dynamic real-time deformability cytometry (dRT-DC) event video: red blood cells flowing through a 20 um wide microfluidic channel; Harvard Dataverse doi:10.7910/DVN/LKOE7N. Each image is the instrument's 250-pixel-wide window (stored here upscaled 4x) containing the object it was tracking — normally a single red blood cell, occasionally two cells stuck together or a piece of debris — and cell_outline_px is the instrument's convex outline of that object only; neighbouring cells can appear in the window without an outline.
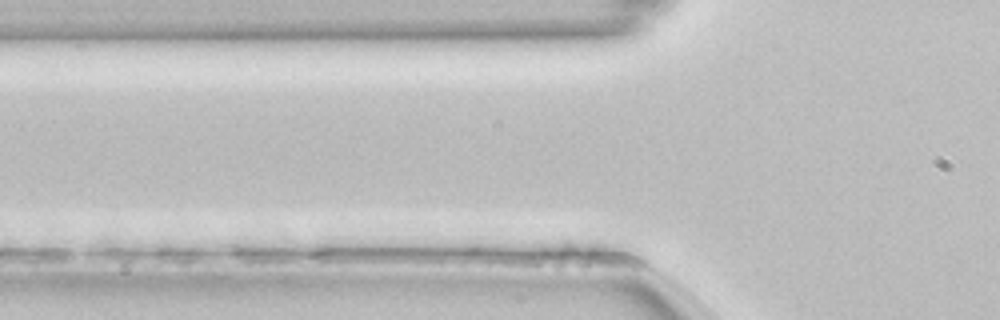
{"species": "common noctule bat (a hibernating species)", "species_latin": "Nyctalus noctula", "temperature_condition": "room temperature", "stored_images_in_passage": 3, "camera_frame_rate_fps": 3000, "um_per_image_px": 0.085, "animal": {"sex": "female", "body_mass_g": 22.7, "forearm_length_mm": 54.2}, "frame": {"image": 1, "passage_image": 3, "time_ms": 0.667, "image_size_px": [1000, 320], "cell_outline_px": [[624, 256], [620, 260], [612, 264], [536, 264], [516, 256], [568, 244]], "centroid_in_image_um": [48.53, 21.77], "position_along_channel_um": 77.3, "area_um2": 10.06}}